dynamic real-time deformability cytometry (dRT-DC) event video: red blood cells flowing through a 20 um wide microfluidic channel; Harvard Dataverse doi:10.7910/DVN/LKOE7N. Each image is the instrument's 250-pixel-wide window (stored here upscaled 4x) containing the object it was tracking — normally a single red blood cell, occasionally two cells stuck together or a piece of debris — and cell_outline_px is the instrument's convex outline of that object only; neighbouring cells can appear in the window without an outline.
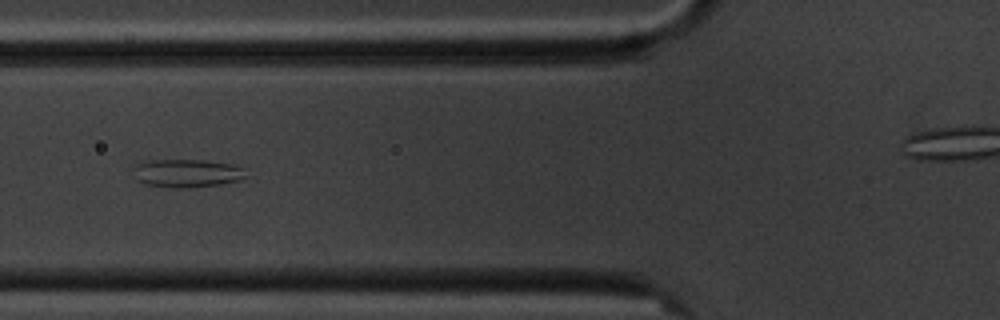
{"species": "common noctule bat (a hibernating species)", "species_latin": "Nyctalus noctula", "temperature_condition": "cold", "stored_images_in_passage": 10, "camera_frame_rate_fps": 3000, "um_per_image_px": 0.085, "animal": {"sex": "male", "body_mass_g": 20.1, "forearm_length_mm": 53.5}, "frame": {"image": 1, "passage_image": 7, "time_ms": 6.667, "image_size_px": [1000, 320], "cell_outline_px": [[248, 176], [240, 180], [220, 184], [188, 188], [172, 188], [144, 184], [136, 180], [136, 168], [140, 164], [148, 160], [204, 160], [232, 164], [248, 168]], "centroid_in_image_um": [16.0, 14.73], "position_along_channel_um": 109.8, "area_um2": 18.61}}